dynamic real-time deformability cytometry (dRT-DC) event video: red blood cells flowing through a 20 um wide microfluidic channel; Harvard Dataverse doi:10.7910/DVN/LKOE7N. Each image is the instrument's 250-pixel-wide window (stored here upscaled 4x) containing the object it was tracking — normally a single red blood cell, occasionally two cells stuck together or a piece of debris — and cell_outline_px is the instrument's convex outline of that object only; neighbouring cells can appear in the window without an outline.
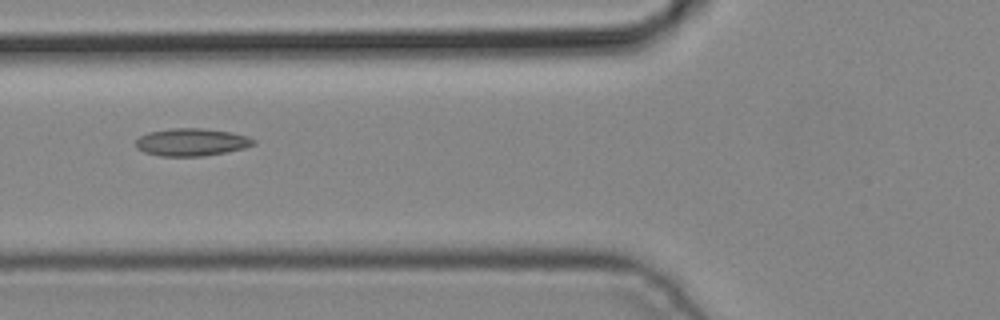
{"species": "common noctule bat (a hibernating species)", "species_latin": "Nyctalus noctula", "temperature_condition": "cold", "stored_images_in_passage": 4, "camera_frame_rate_fps": 3000, "um_per_image_px": 0.085, "animal": {"sex": "male", "body_mass_g": 19.2, "forearm_length_mm": 51.8}, "frame": {"image": 1, "passage_image": 4, "time_ms": 1.0, "image_size_px": [1000, 320], "cell_outline_px": [[256, 144], [244, 148], [204, 156], [160, 156], [144, 152], [136, 148], [136, 140], [140, 136], [148, 132], [172, 128], [204, 128], [232, 132], [248, 136], [256, 140]], "centroid_in_image_um": [16.29, 12.07], "position_along_channel_um": 109.5, "area_um2": 19.02}}